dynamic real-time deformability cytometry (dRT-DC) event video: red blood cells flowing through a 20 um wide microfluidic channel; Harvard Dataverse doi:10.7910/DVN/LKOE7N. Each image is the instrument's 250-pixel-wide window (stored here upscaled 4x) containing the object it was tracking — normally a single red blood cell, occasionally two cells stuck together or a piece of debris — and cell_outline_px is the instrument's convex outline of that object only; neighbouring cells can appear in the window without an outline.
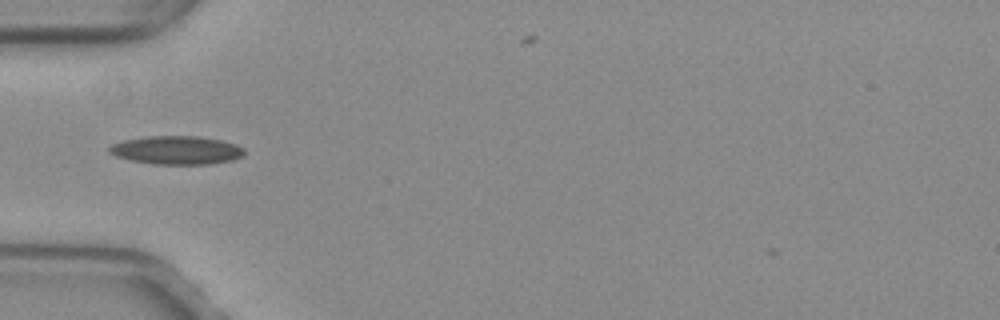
{"species": "common noctule bat (a hibernating species)", "species_latin": "Nyctalus noctula", "temperature_condition": "warm", "stored_images_in_passage": 29, "camera_frame_rate_fps": 3000, "um_per_image_px": 0.085, "animal": {"sex": "female", "body_mass_g": 29.2, "forearm_length_mm": 56.3}, "frame": {"image": 1, "passage_image": 1, "time_ms": 0.0, "image_size_px": [1000, 320], "cell_outline_px": [[244, 156], [232, 160], [208, 164], [152, 164], [132, 160], [116, 156], [108, 152], [108, 148], [112, 144], [124, 140], [148, 136], [200, 136], [220, 140], [236, 144], [244, 148]], "centroid_in_image_um": [15.02, 12.76], "position_along_channel_um": 70.0, "area_um2": 22.37}}
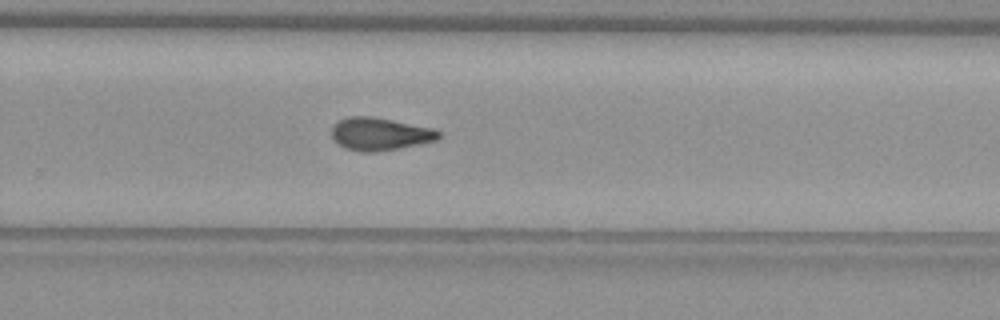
{"frame": {"image": 2, "passage_image": 18, "time_ms": 5.667, "image_size_px": [1000, 320], "cell_outline_px": [[440, 136], [436, 140], [400, 148], [376, 152], [360, 152], [344, 148], [332, 140], [332, 128], [340, 120], [348, 116], [372, 116], [432, 128], [440, 132]], "centroid_in_image_um": [32.25, 11.4], "position_along_channel_um": 297.5, "area_um2": 20.35}}
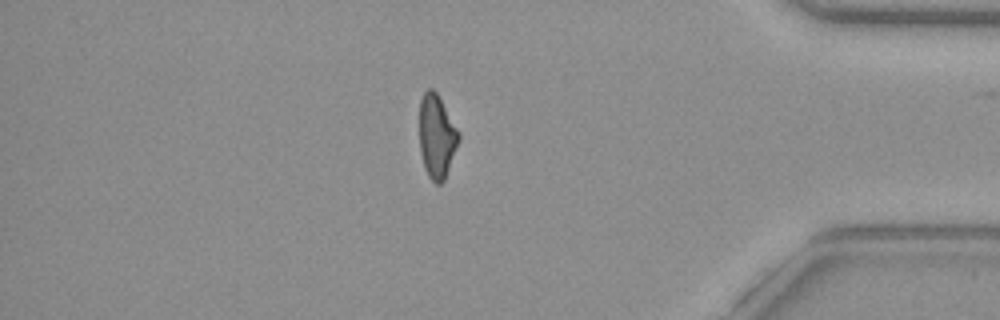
{"frame": {"image": 3, "passage_image": 28, "time_ms": 9.0, "image_size_px": [1000, 320], "cell_outline_px": [[460, 136], [444, 180], [440, 184], [436, 184], [428, 176], [424, 168], [420, 152], [420, 100], [424, 92], [428, 88], [432, 88], [436, 92], [460, 132]], "centroid_in_image_um": [37.11, 11.58], "position_along_channel_um": 398.1, "area_um2": 18.9}, "authors_computed_cell_mechanics": {"area_um2": 20.1144, "velocity_mm_per_s": 4.0064, "shape_relaxation_time_tau1_ms": 9.9828, "shape_relaxation_time_tau2_ms": 3.2522, "deformation_change_tau1": 0.2569, "deformation_change_tau2": 0.1156}}